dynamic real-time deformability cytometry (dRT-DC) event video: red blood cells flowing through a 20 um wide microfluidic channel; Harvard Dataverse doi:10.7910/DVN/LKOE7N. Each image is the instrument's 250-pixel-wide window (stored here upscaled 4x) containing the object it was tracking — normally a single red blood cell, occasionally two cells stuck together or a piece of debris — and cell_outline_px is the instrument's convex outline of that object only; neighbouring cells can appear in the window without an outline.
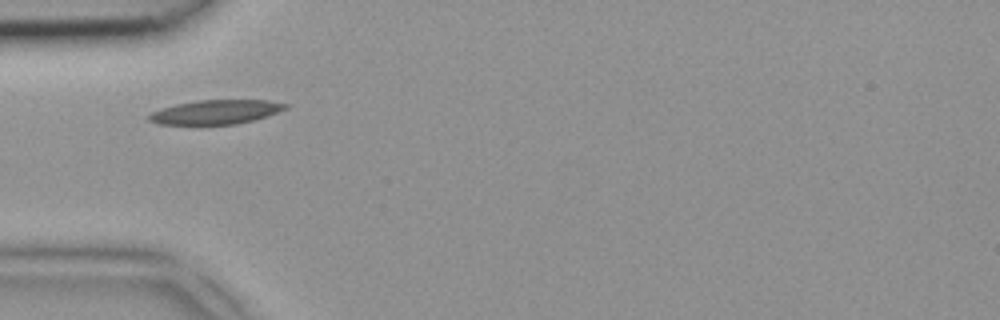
{"species": "common noctule bat (a hibernating species)", "species_latin": "Nyctalus noctula", "temperature_condition": "room temperature", "stored_images_in_passage": 3, "camera_frame_rate_fps": 3000, "um_per_image_px": 0.085, "animal": {"sex": "female", "body_mass_g": 18.4}, "frame": {"image": 1, "passage_image": 1, "time_ms": 0.0, "image_size_px": [1000, 320], "cell_outline_px": [[288, 108], [268, 116], [236, 124], [156, 124], [148, 120], [148, 116], [152, 112], [160, 108], [176, 104], [196, 100], [268, 100], [288, 104]], "centroid_in_image_um": [18.34, 9.51], "position_along_channel_um": 66.7, "area_um2": 19.25}}